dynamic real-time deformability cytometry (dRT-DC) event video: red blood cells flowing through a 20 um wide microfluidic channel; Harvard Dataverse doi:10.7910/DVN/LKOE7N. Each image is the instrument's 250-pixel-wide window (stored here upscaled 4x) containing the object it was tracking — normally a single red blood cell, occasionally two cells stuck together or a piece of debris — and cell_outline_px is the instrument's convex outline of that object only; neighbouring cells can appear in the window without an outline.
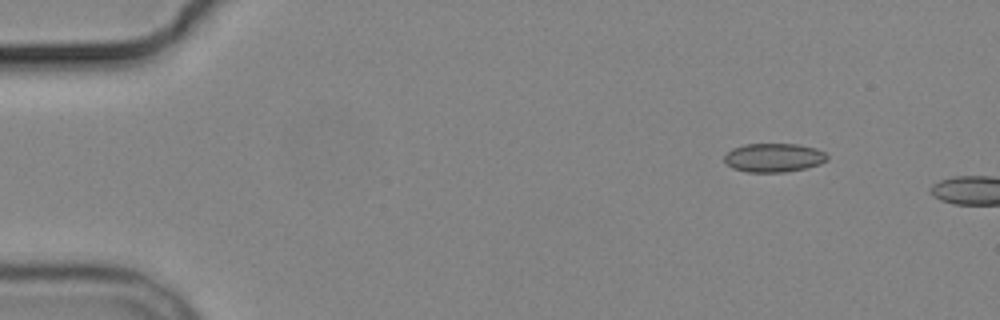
{"species": "common noctule bat (a hibernating species)", "species_latin": "Nyctalus noctula", "temperature_condition": "cold", "stored_images_in_passage": 3, "camera_frame_rate_fps": 3000, "um_per_image_px": 0.085, "animal": {"sex": "male", "body_mass_g": 19.2, "forearm_length_mm": 51.8}, "frame": {"image": 1, "passage_image": 2, "time_ms": 1.0, "image_size_px": [1000, 320], "cell_outline_px": [[828, 160], [820, 164], [788, 172], [748, 172], [732, 168], [724, 160], [724, 156], [732, 148], [744, 144], [796, 144], [816, 148], [824, 152], [828, 156]], "centroid_in_image_um": [65.78, 13.4], "position_along_channel_um": 19.2, "area_um2": 17.28}}